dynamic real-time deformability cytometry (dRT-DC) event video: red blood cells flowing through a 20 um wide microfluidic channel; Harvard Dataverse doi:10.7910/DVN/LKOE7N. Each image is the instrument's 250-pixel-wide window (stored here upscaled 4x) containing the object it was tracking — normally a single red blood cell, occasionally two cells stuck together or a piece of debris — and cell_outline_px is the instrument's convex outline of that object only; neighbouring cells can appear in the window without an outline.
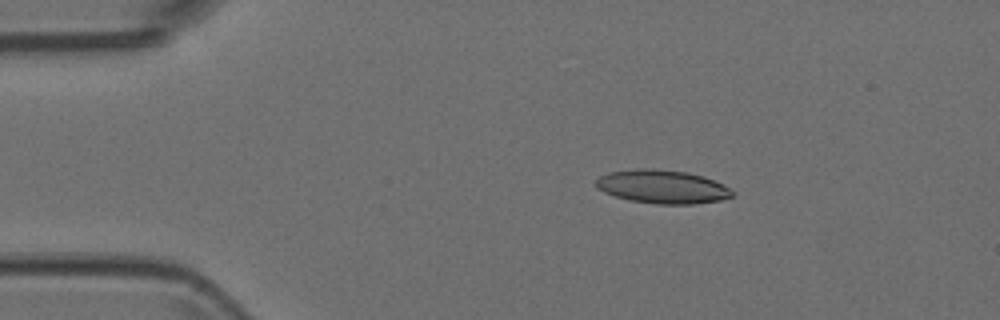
{"species": "Egyptian fruit bat (a non-hibernating species)", "species_latin": "Rousettus aegyptiacus", "temperature_condition": "room temperature", "stored_images_in_passage": 5, "camera_frame_rate_fps": 3000, "um_per_image_px": 0.085, "animal": {"sex": "female"}, "frame": {"image": 1, "passage_image": 3, "time_ms": 0.667, "image_size_px": [1000, 320], "cell_outline_px": [[736, 192], [732, 196], [720, 200], [692, 204], [656, 204], [628, 200], [604, 192], [596, 188], [596, 180], [600, 176], [608, 172], [636, 168], [652, 168], [688, 172], [704, 176], [724, 184]], "centroid_in_image_um": [56.31, 15.86], "position_along_channel_um": 28.7, "area_um2": 26.88}}
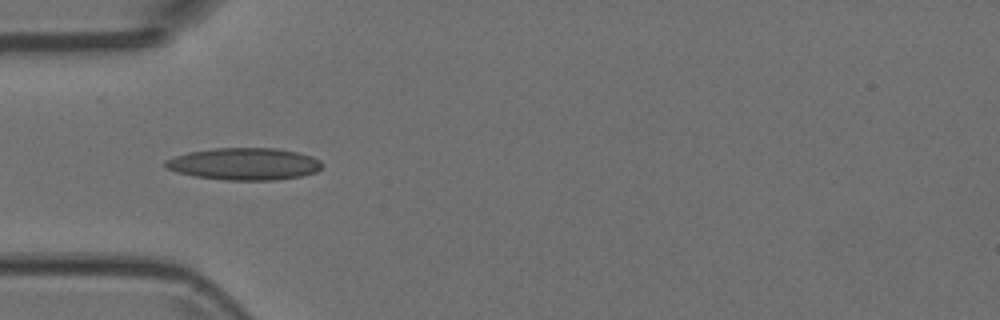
{"frame": {"image": 2, "passage_image": 5, "time_ms": 1.333, "image_size_px": [1000, 320], "cell_outline_px": [[324, 164], [316, 172], [300, 176], [276, 180], [224, 180], [196, 176], [176, 172], [168, 168], [164, 164], [164, 160], [188, 152], [212, 148], [276, 148], [296, 152], [312, 156], [320, 160]], "centroid_in_image_um": [20.77, 13.93], "position_along_channel_um": 64.2, "area_um2": 29.3}}